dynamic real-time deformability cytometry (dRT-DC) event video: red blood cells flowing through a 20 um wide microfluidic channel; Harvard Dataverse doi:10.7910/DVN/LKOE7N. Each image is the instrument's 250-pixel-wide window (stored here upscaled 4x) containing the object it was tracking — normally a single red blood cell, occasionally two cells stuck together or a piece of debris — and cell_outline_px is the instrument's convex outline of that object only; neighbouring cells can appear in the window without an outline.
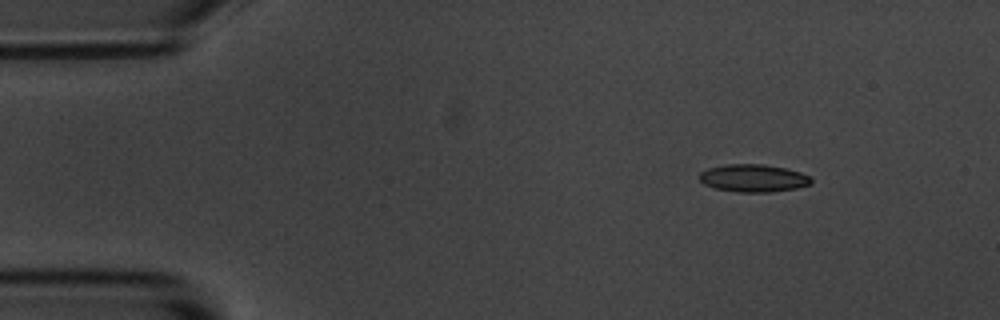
{"species": "common noctule bat (a hibernating species)", "species_latin": "Nyctalus noctula", "temperature_condition": "room temperature", "stored_images_in_passage": 3, "camera_frame_rate_fps": 3000, "um_per_image_px": 0.085, "animal": {"sex": "male", "body_mass_g": 20.1, "forearm_length_mm": 53.5}, "frame": {"image": 1, "passage_image": 1, "time_ms": 0.0, "image_size_px": [1000, 320], "cell_outline_px": [[812, 184], [796, 188], [768, 192], [736, 192], [716, 188], [704, 184], [700, 180], [700, 172], [708, 168], [724, 164], [764, 164], [784, 168], [800, 172], [808, 176], [812, 180]], "centroid_in_image_um": [64.02, 15.14], "position_along_channel_um": 21.0, "area_um2": 17.92}}